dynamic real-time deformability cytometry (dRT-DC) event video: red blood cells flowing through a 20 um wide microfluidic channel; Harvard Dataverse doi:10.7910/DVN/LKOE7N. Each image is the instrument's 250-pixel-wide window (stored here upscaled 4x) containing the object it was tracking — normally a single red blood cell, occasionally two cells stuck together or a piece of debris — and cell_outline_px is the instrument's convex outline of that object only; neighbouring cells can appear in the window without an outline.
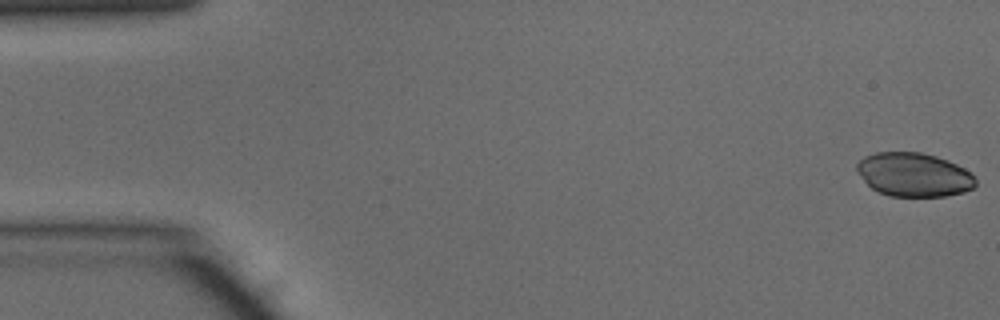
{"species": "common noctule bat (a hibernating species)", "species_latin": "Nyctalus noctula", "temperature_condition": "warm", "stored_images_in_passage": 48, "camera_frame_rate_fps": 3000, "um_per_image_px": 0.085, "animal": {"sex": "male", "body_mass_g": 15.6}, "frame": {"image": 1, "passage_image": 1, "time_ms": 0.0, "image_size_px": [1000, 320], "cell_outline_px": [[976, 184], [972, 188], [964, 192], [944, 196], [888, 196], [872, 188], [856, 172], [856, 164], [864, 156], [876, 152], [920, 152], [936, 156], [948, 160], [964, 168], [976, 180]], "centroid_in_image_um": [77.65, 14.84], "position_along_channel_um": 7.3, "area_um2": 30.23}}
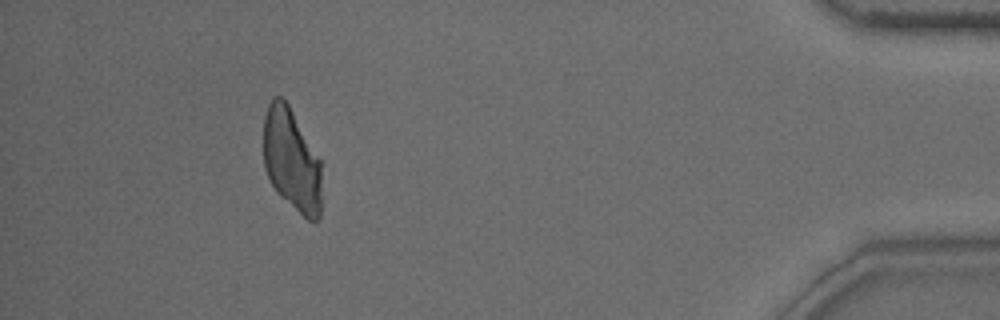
{"frame": {"image": 2, "passage_image": 44, "time_ms": 14.333, "image_size_px": [1000, 320], "cell_outline_px": [[320, 220], [308, 220], [280, 196], [272, 184], [264, 168], [264, 116], [268, 104], [272, 96], [280, 96], [288, 104], [320, 160]], "centroid_in_image_um": [24.76, 13.59], "position_along_channel_um": 410.4, "area_um2": 34.39}}